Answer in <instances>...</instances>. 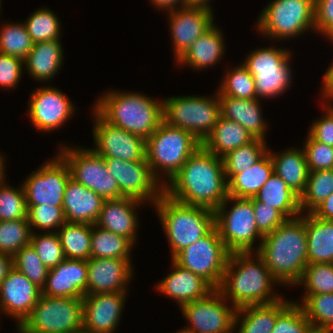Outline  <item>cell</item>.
<instances>
[{"label":"cell","mask_w":333,"mask_h":333,"mask_svg":"<svg viewBox=\"0 0 333 333\" xmlns=\"http://www.w3.org/2000/svg\"><path fill=\"white\" fill-rule=\"evenodd\" d=\"M164 193L180 203L215 211L228 197L223 159L201 146L164 186Z\"/></svg>","instance_id":"6da1fadb"},{"label":"cell","mask_w":333,"mask_h":333,"mask_svg":"<svg viewBox=\"0 0 333 333\" xmlns=\"http://www.w3.org/2000/svg\"><path fill=\"white\" fill-rule=\"evenodd\" d=\"M253 253H230L222 282L217 289L226 300L232 301L231 305L236 309L270 304L283 298L273 292V286L279 282L273 277L263 258L257 252Z\"/></svg>","instance_id":"7a4b0ae2"},{"label":"cell","mask_w":333,"mask_h":333,"mask_svg":"<svg viewBox=\"0 0 333 333\" xmlns=\"http://www.w3.org/2000/svg\"><path fill=\"white\" fill-rule=\"evenodd\" d=\"M305 215L286 219L265 235L255 252L279 284L294 285L308 264Z\"/></svg>","instance_id":"3957f363"},{"label":"cell","mask_w":333,"mask_h":333,"mask_svg":"<svg viewBox=\"0 0 333 333\" xmlns=\"http://www.w3.org/2000/svg\"><path fill=\"white\" fill-rule=\"evenodd\" d=\"M93 109L111 125L145 140L163 121V100L137 92L109 91L97 99Z\"/></svg>","instance_id":"277c9868"},{"label":"cell","mask_w":333,"mask_h":333,"mask_svg":"<svg viewBox=\"0 0 333 333\" xmlns=\"http://www.w3.org/2000/svg\"><path fill=\"white\" fill-rule=\"evenodd\" d=\"M163 231L171 246V259L215 227V212L211 209L187 205L163 193L153 205Z\"/></svg>","instance_id":"5b68a950"},{"label":"cell","mask_w":333,"mask_h":333,"mask_svg":"<svg viewBox=\"0 0 333 333\" xmlns=\"http://www.w3.org/2000/svg\"><path fill=\"white\" fill-rule=\"evenodd\" d=\"M201 146L202 143L189 131L162 121L146 140V160L154 177L165 186ZM160 173L168 177V180L162 182Z\"/></svg>","instance_id":"8992f818"},{"label":"cell","mask_w":333,"mask_h":333,"mask_svg":"<svg viewBox=\"0 0 333 333\" xmlns=\"http://www.w3.org/2000/svg\"><path fill=\"white\" fill-rule=\"evenodd\" d=\"M221 116L218 93L213 97L176 96L163 100V121L189 131L203 143Z\"/></svg>","instance_id":"52a82bcc"},{"label":"cell","mask_w":333,"mask_h":333,"mask_svg":"<svg viewBox=\"0 0 333 333\" xmlns=\"http://www.w3.org/2000/svg\"><path fill=\"white\" fill-rule=\"evenodd\" d=\"M260 34L289 40L315 29V0H272L259 14L256 23Z\"/></svg>","instance_id":"ba28073f"},{"label":"cell","mask_w":333,"mask_h":333,"mask_svg":"<svg viewBox=\"0 0 333 333\" xmlns=\"http://www.w3.org/2000/svg\"><path fill=\"white\" fill-rule=\"evenodd\" d=\"M228 201H234V205L229 211L226 210ZM214 212L215 227L230 253L255 252L253 245L256 238L259 237V241L262 242L264 236L257 228L253 198H239L228 195Z\"/></svg>","instance_id":"9c48e42d"},{"label":"cell","mask_w":333,"mask_h":333,"mask_svg":"<svg viewBox=\"0 0 333 333\" xmlns=\"http://www.w3.org/2000/svg\"><path fill=\"white\" fill-rule=\"evenodd\" d=\"M19 327L25 333H83V301L41 294Z\"/></svg>","instance_id":"30bf717a"},{"label":"cell","mask_w":333,"mask_h":333,"mask_svg":"<svg viewBox=\"0 0 333 333\" xmlns=\"http://www.w3.org/2000/svg\"><path fill=\"white\" fill-rule=\"evenodd\" d=\"M290 54L288 49L281 47L257 48L241 63L254 77L258 99L275 98L287 91L293 75Z\"/></svg>","instance_id":"8fae6325"},{"label":"cell","mask_w":333,"mask_h":333,"mask_svg":"<svg viewBox=\"0 0 333 333\" xmlns=\"http://www.w3.org/2000/svg\"><path fill=\"white\" fill-rule=\"evenodd\" d=\"M230 252L214 227L206 236L180 251L172 260L180 267L202 277L214 289L223 278Z\"/></svg>","instance_id":"7c38bea8"},{"label":"cell","mask_w":333,"mask_h":333,"mask_svg":"<svg viewBox=\"0 0 333 333\" xmlns=\"http://www.w3.org/2000/svg\"><path fill=\"white\" fill-rule=\"evenodd\" d=\"M61 147L58 153L68 165L71 178L93 190L104 200L121 198L116 179L108 171L103 157L92 148Z\"/></svg>","instance_id":"4fadbf2b"},{"label":"cell","mask_w":333,"mask_h":333,"mask_svg":"<svg viewBox=\"0 0 333 333\" xmlns=\"http://www.w3.org/2000/svg\"><path fill=\"white\" fill-rule=\"evenodd\" d=\"M108 171L116 179L122 197L156 203L164 193V186L154 177L147 160L125 161L104 158Z\"/></svg>","instance_id":"5bb4252c"},{"label":"cell","mask_w":333,"mask_h":333,"mask_svg":"<svg viewBox=\"0 0 333 333\" xmlns=\"http://www.w3.org/2000/svg\"><path fill=\"white\" fill-rule=\"evenodd\" d=\"M227 303L215 289L203 299L184 304L180 309L190 323L184 328L191 333H233L237 309Z\"/></svg>","instance_id":"9a60e30c"},{"label":"cell","mask_w":333,"mask_h":333,"mask_svg":"<svg viewBox=\"0 0 333 333\" xmlns=\"http://www.w3.org/2000/svg\"><path fill=\"white\" fill-rule=\"evenodd\" d=\"M70 177L69 167L59 155L43 163L22 183L27 206L47 204L62 207L65 187Z\"/></svg>","instance_id":"2e32d148"},{"label":"cell","mask_w":333,"mask_h":333,"mask_svg":"<svg viewBox=\"0 0 333 333\" xmlns=\"http://www.w3.org/2000/svg\"><path fill=\"white\" fill-rule=\"evenodd\" d=\"M92 148L103 158H118L125 161L146 160V140L129 131L105 121L95 110Z\"/></svg>","instance_id":"e0dca14e"},{"label":"cell","mask_w":333,"mask_h":333,"mask_svg":"<svg viewBox=\"0 0 333 333\" xmlns=\"http://www.w3.org/2000/svg\"><path fill=\"white\" fill-rule=\"evenodd\" d=\"M30 97L28 113L37 130L54 131L74 115L72 101L53 86L37 88Z\"/></svg>","instance_id":"ac0fdd59"},{"label":"cell","mask_w":333,"mask_h":333,"mask_svg":"<svg viewBox=\"0 0 333 333\" xmlns=\"http://www.w3.org/2000/svg\"><path fill=\"white\" fill-rule=\"evenodd\" d=\"M169 26L176 62L192 43L215 23L213 11L199 7L183 6L169 13Z\"/></svg>","instance_id":"d6986e66"},{"label":"cell","mask_w":333,"mask_h":333,"mask_svg":"<svg viewBox=\"0 0 333 333\" xmlns=\"http://www.w3.org/2000/svg\"><path fill=\"white\" fill-rule=\"evenodd\" d=\"M41 296V288L12 268L0 285V312L17 320V326L31 314Z\"/></svg>","instance_id":"ffe728a7"},{"label":"cell","mask_w":333,"mask_h":333,"mask_svg":"<svg viewBox=\"0 0 333 333\" xmlns=\"http://www.w3.org/2000/svg\"><path fill=\"white\" fill-rule=\"evenodd\" d=\"M131 259L90 258L87 260L86 295L127 293L133 276Z\"/></svg>","instance_id":"44dd1931"},{"label":"cell","mask_w":333,"mask_h":333,"mask_svg":"<svg viewBox=\"0 0 333 333\" xmlns=\"http://www.w3.org/2000/svg\"><path fill=\"white\" fill-rule=\"evenodd\" d=\"M127 293L86 295L83 301V333H113L120 322Z\"/></svg>","instance_id":"7402d4cb"},{"label":"cell","mask_w":333,"mask_h":333,"mask_svg":"<svg viewBox=\"0 0 333 333\" xmlns=\"http://www.w3.org/2000/svg\"><path fill=\"white\" fill-rule=\"evenodd\" d=\"M87 277V260L65 259L49 269L41 294L83 299L86 296Z\"/></svg>","instance_id":"603a6c76"},{"label":"cell","mask_w":333,"mask_h":333,"mask_svg":"<svg viewBox=\"0 0 333 333\" xmlns=\"http://www.w3.org/2000/svg\"><path fill=\"white\" fill-rule=\"evenodd\" d=\"M142 203L144 202L129 197L104 200L95 225L101 229L122 235L135 244L137 228H139V219L135 209Z\"/></svg>","instance_id":"cb8c5ba5"},{"label":"cell","mask_w":333,"mask_h":333,"mask_svg":"<svg viewBox=\"0 0 333 333\" xmlns=\"http://www.w3.org/2000/svg\"><path fill=\"white\" fill-rule=\"evenodd\" d=\"M172 272L159 281L157 290L177 301L179 307L203 299L215 290L207 281L195 273L176 264L172 259Z\"/></svg>","instance_id":"d4e9b609"},{"label":"cell","mask_w":333,"mask_h":333,"mask_svg":"<svg viewBox=\"0 0 333 333\" xmlns=\"http://www.w3.org/2000/svg\"><path fill=\"white\" fill-rule=\"evenodd\" d=\"M103 202L101 196L70 177L62 205L66 222L96 224Z\"/></svg>","instance_id":"484cf974"},{"label":"cell","mask_w":333,"mask_h":333,"mask_svg":"<svg viewBox=\"0 0 333 333\" xmlns=\"http://www.w3.org/2000/svg\"><path fill=\"white\" fill-rule=\"evenodd\" d=\"M221 116L237 122L248 130L256 139L265 140L267 124L263 119L262 105L257 99H240L219 96Z\"/></svg>","instance_id":"4316f807"},{"label":"cell","mask_w":333,"mask_h":333,"mask_svg":"<svg viewBox=\"0 0 333 333\" xmlns=\"http://www.w3.org/2000/svg\"><path fill=\"white\" fill-rule=\"evenodd\" d=\"M292 302V300L289 301L282 298L270 304L249 305L238 308L235 314L234 328L240 325L237 333H271L277 317Z\"/></svg>","instance_id":"83f0119b"},{"label":"cell","mask_w":333,"mask_h":333,"mask_svg":"<svg viewBox=\"0 0 333 333\" xmlns=\"http://www.w3.org/2000/svg\"><path fill=\"white\" fill-rule=\"evenodd\" d=\"M223 33L217 26L213 25L204 34L198 37L177 61V64L187 65L200 71L217 64L224 56L225 43Z\"/></svg>","instance_id":"f1b7e54d"},{"label":"cell","mask_w":333,"mask_h":333,"mask_svg":"<svg viewBox=\"0 0 333 333\" xmlns=\"http://www.w3.org/2000/svg\"><path fill=\"white\" fill-rule=\"evenodd\" d=\"M60 40L34 43L32 50L24 59V69L35 80L46 82L58 73L64 59Z\"/></svg>","instance_id":"f546056e"},{"label":"cell","mask_w":333,"mask_h":333,"mask_svg":"<svg viewBox=\"0 0 333 333\" xmlns=\"http://www.w3.org/2000/svg\"><path fill=\"white\" fill-rule=\"evenodd\" d=\"M305 214L307 258L311 263H333V220Z\"/></svg>","instance_id":"4dcf8cb0"},{"label":"cell","mask_w":333,"mask_h":333,"mask_svg":"<svg viewBox=\"0 0 333 333\" xmlns=\"http://www.w3.org/2000/svg\"><path fill=\"white\" fill-rule=\"evenodd\" d=\"M255 139L242 125L220 116L202 146L210 153L222 158L230 151L247 145Z\"/></svg>","instance_id":"1f68e13d"},{"label":"cell","mask_w":333,"mask_h":333,"mask_svg":"<svg viewBox=\"0 0 333 333\" xmlns=\"http://www.w3.org/2000/svg\"><path fill=\"white\" fill-rule=\"evenodd\" d=\"M274 173L299 196L305 191L309 176L304 150L290 148L278 154L271 153Z\"/></svg>","instance_id":"d6a6232c"},{"label":"cell","mask_w":333,"mask_h":333,"mask_svg":"<svg viewBox=\"0 0 333 333\" xmlns=\"http://www.w3.org/2000/svg\"><path fill=\"white\" fill-rule=\"evenodd\" d=\"M273 174L274 166L268 148V152L258 162L228 182V195L253 198Z\"/></svg>","instance_id":"836d02e7"},{"label":"cell","mask_w":333,"mask_h":333,"mask_svg":"<svg viewBox=\"0 0 333 333\" xmlns=\"http://www.w3.org/2000/svg\"><path fill=\"white\" fill-rule=\"evenodd\" d=\"M257 201L278 209L287 219L301 215L300 196L275 173L254 196Z\"/></svg>","instance_id":"e575fe53"},{"label":"cell","mask_w":333,"mask_h":333,"mask_svg":"<svg viewBox=\"0 0 333 333\" xmlns=\"http://www.w3.org/2000/svg\"><path fill=\"white\" fill-rule=\"evenodd\" d=\"M57 233L65 259L89 260L91 258L92 225L65 222Z\"/></svg>","instance_id":"d590c367"},{"label":"cell","mask_w":333,"mask_h":333,"mask_svg":"<svg viewBox=\"0 0 333 333\" xmlns=\"http://www.w3.org/2000/svg\"><path fill=\"white\" fill-rule=\"evenodd\" d=\"M133 245L122 235L92 225L91 258L131 259Z\"/></svg>","instance_id":"8d00e7d4"},{"label":"cell","mask_w":333,"mask_h":333,"mask_svg":"<svg viewBox=\"0 0 333 333\" xmlns=\"http://www.w3.org/2000/svg\"><path fill=\"white\" fill-rule=\"evenodd\" d=\"M299 304L314 332L333 333V293L307 295Z\"/></svg>","instance_id":"74e56055"},{"label":"cell","mask_w":333,"mask_h":333,"mask_svg":"<svg viewBox=\"0 0 333 333\" xmlns=\"http://www.w3.org/2000/svg\"><path fill=\"white\" fill-rule=\"evenodd\" d=\"M267 141L255 139L253 142L230 151L222 157L227 183L236 175L258 162L267 152Z\"/></svg>","instance_id":"f35d334b"},{"label":"cell","mask_w":333,"mask_h":333,"mask_svg":"<svg viewBox=\"0 0 333 333\" xmlns=\"http://www.w3.org/2000/svg\"><path fill=\"white\" fill-rule=\"evenodd\" d=\"M333 193V169L309 171L305 191L300 195L301 213H312Z\"/></svg>","instance_id":"ab89813d"},{"label":"cell","mask_w":333,"mask_h":333,"mask_svg":"<svg viewBox=\"0 0 333 333\" xmlns=\"http://www.w3.org/2000/svg\"><path fill=\"white\" fill-rule=\"evenodd\" d=\"M23 23L33 43L60 40V20L49 8L37 9Z\"/></svg>","instance_id":"60d3db41"},{"label":"cell","mask_w":333,"mask_h":333,"mask_svg":"<svg viewBox=\"0 0 333 333\" xmlns=\"http://www.w3.org/2000/svg\"><path fill=\"white\" fill-rule=\"evenodd\" d=\"M218 89V96H230L240 99H257L254 77L242 64L225 73Z\"/></svg>","instance_id":"b9f144b4"},{"label":"cell","mask_w":333,"mask_h":333,"mask_svg":"<svg viewBox=\"0 0 333 333\" xmlns=\"http://www.w3.org/2000/svg\"><path fill=\"white\" fill-rule=\"evenodd\" d=\"M0 28V53L25 59L33 47V42L25 24L6 23Z\"/></svg>","instance_id":"7bdbcfd3"},{"label":"cell","mask_w":333,"mask_h":333,"mask_svg":"<svg viewBox=\"0 0 333 333\" xmlns=\"http://www.w3.org/2000/svg\"><path fill=\"white\" fill-rule=\"evenodd\" d=\"M32 230L27 219L0 221V253L12 257L30 245Z\"/></svg>","instance_id":"ee69618b"},{"label":"cell","mask_w":333,"mask_h":333,"mask_svg":"<svg viewBox=\"0 0 333 333\" xmlns=\"http://www.w3.org/2000/svg\"><path fill=\"white\" fill-rule=\"evenodd\" d=\"M296 285L306 289L302 300L307 295L333 293V263L307 264Z\"/></svg>","instance_id":"f6af8a7d"},{"label":"cell","mask_w":333,"mask_h":333,"mask_svg":"<svg viewBox=\"0 0 333 333\" xmlns=\"http://www.w3.org/2000/svg\"><path fill=\"white\" fill-rule=\"evenodd\" d=\"M27 201L23 186L14 188L0 183V221L27 219Z\"/></svg>","instance_id":"bcb514c9"},{"label":"cell","mask_w":333,"mask_h":333,"mask_svg":"<svg viewBox=\"0 0 333 333\" xmlns=\"http://www.w3.org/2000/svg\"><path fill=\"white\" fill-rule=\"evenodd\" d=\"M13 267L42 289L49 269L41 261L31 244L21 248L13 256Z\"/></svg>","instance_id":"7dc6e473"},{"label":"cell","mask_w":333,"mask_h":333,"mask_svg":"<svg viewBox=\"0 0 333 333\" xmlns=\"http://www.w3.org/2000/svg\"><path fill=\"white\" fill-rule=\"evenodd\" d=\"M30 244L48 269L56 267L65 260L61 240L57 232L44 231L42 235L33 232Z\"/></svg>","instance_id":"c3c4849f"},{"label":"cell","mask_w":333,"mask_h":333,"mask_svg":"<svg viewBox=\"0 0 333 333\" xmlns=\"http://www.w3.org/2000/svg\"><path fill=\"white\" fill-rule=\"evenodd\" d=\"M27 207V220L32 233L34 232V228L43 231L46 230L45 232H51L50 230L54 229V232H57L66 222L63 207H55L47 204Z\"/></svg>","instance_id":"681fc988"},{"label":"cell","mask_w":333,"mask_h":333,"mask_svg":"<svg viewBox=\"0 0 333 333\" xmlns=\"http://www.w3.org/2000/svg\"><path fill=\"white\" fill-rule=\"evenodd\" d=\"M271 333H315L303 308L294 301L277 317Z\"/></svg>","instance_id":"f907efd6"},{"label":"cell","mask_w":333,"mask_h":333,"mask_svg":"<svg viewBox=\"0 0 333 333\" xmlns=\"http://www.w3.org/2000/svg\"><path fill=\"white\" fill-rule=\"evenodd\" d=\"M303 150L309 171L333 169V147L315 141L309 134Z\"/></svg>","instance_id":"816d5d0a"},{"label":"cell","mask_w":333,"mask_h":333,"mask_svg":"<svg viewBox=\"0 0 333 333\" xmlns=\"http://www.w3.org/2000/svg\"><path fill=\"white\" fill-rule=\"evenodd\" d=\"M253 208L257 228L263 236L273 232L287 219L278 209L257 201L254 197Z\"/></svg>","instance_id":"f5cc1de1"},{"label":"cell","mask_w":333,"mask_h":333,"mask_svg":"<svg viewBox=\"0 0 333 333\" xmlns=\"http://www.w3.org/2000/svg\"><path fill=\"white\" fill-rule=\"evenodd\" d=\"M23 65V59L0 53V86L4 89L17 86L23 75Z\"/></svg>","instance_id":"db71d44e"},{"label":"cell","mask_w":333,"mask_h":333,"mask_svg":"<svg viewBox=\"0 0 333 333\" xmlns=\"http://www.w3.org/2000/svg\"><path fill=\"white\" fill-rule=\"evenodd\" d=\"M315 31L333 37V0H315Z\"/></svg>","instance_id":"11a10c76"},{"label":"cell","mask_w":333,"mask_h":333,"mask_svg":"<svg viewBox=\"0 0 333 333\" xmlns=\"http://www.w3.org/2000/svg\"><path fill=\"white\" fill-rule=\"evenodd\" d=\"M324 117L313 121L309 134L315 141L333 147V109L326 108Z\"/></svg>","instance_id":"9f6ffc18"},{"label":"cell","mask_w":333,"mask_h":333,"mask_svg":"<svg viewBox=\"0 0 333 333\" xmlns=\"http://www.w3.org/2000/svg\"><path fill=\"white\" fill-rule=\"evenodd\" d=\"M322 96L325 100H328L329 102L326 104L324 103V109L325 108H330L333 109V105H331L330 101L333 100V62L331 63V66L328 67V69L325 72V75L323 76L322 80ZM328 104V105H327Z\"/></svg>","instance_id":"6f0895ef"},{"label":"cell","mask_w":333,"mask_h":333,"mask_svg":"<svg viewBox=\"0 0 333 333\" xmlns=\"http://www.w3.org/2000/svg\"><path fill=\"white\" fill-rule=\"evenodd\" d=\"M312 214L320 219L333 220V193L326 198Z\"/></svg>","instance_id":"680465c9"},{"label":"cell","mask_w":333,"mask_h":333,"mask_svg":"<svg viewBox=\"0 0 333 333\" xmlns=\"http://www.w3.org/2000/svg\"><path fill=\"white\" fill-rule=\"evenodd\" d=\"M154 6L157 9H161L162 11L165 10L170 12L174 11L180 7L186 6L185 0H151ZM178 7V8H176Z\"/></svg>","instance_id":"91938a15"},{"label":"cell","mask_w":333,"mask_h":333,"mask_svg":"<svg viewBox=\"0 0 333 333\" xmlns=\"http://www.w3.org/2000/svg\"><path fill=\"white\" fill-rule=\"evenodd\" d=\"M13 268V257L8 254L0 253V285L5 280L9 271Z\"/></svg>","instance_id":"94428289"},{"label":"cell","mask_w":333,"mask_h":333,"mask_svg":"<svg viewBox=\"0 0 333 333\" xmlns=\"http://www.w3.org/2000/svg\"><path fill=\"white\" fill-rule=\"evenodd\" d=\"M209 2L210 0H185L186 6L205 8L212 11Z\"/></svg>","instance_id":"6125c7cd"},{"label":"cell","mask_w":333,"mask_h":333,"mask_svg":"<svg viewBox=\"0 0 333 333\" xmlns=\"http://www.w3.org/2000/svg\"><path fill=\"white\" fill-rule=\"evenodd\" d=\"M5 158L3 157V155H0V183H3L5 181V166L4 165L6 162L4 160Z\"/></svg>","instance_id":"be15d7a7"},{"label":"cell","mask_w":333,"mask_h":333,"mask_svg":"<svg viewBox=\"0 0 333 333\" xmlns=\"http://www.w3.org/2000/svg\"><path fill=\"white\" fill-rule=\"evenodd\" d=\"M177 333H191L188 329L184 328L181 331H178Z\"/></svg>","instance_id":"e7e4bbea"},{"label":"cell","mask_w":333,"mask_h":333,"mask_svg":"<svg viewBox=\"0 0 333 333\" xmlns=\"http://www.w3.org/2000/svg\"><path fill=\"white\" fill-rule=\"evenodd\" d=\"M17 328H18V330H19V331H18L19 333H25V332H24L19 326H18Z\"/></svg>","instance_id":"03108f58"}]
</instances>
